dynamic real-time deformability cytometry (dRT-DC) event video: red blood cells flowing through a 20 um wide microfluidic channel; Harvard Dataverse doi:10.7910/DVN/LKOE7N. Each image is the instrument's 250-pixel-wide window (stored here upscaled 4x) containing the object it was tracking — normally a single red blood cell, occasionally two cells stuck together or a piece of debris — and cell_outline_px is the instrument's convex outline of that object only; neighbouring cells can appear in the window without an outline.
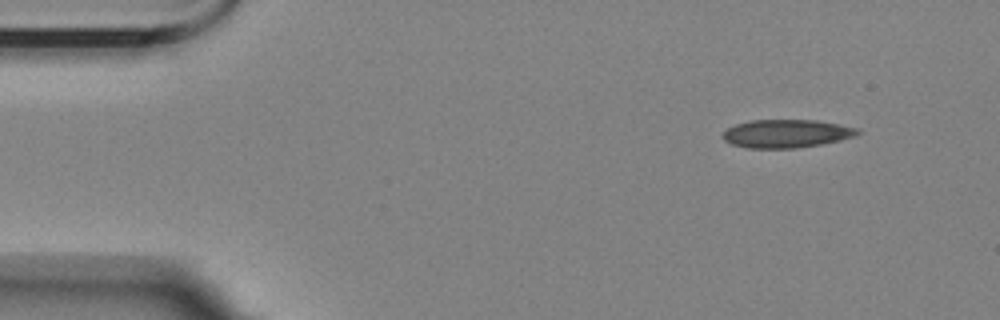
{"species": "Egyptian fruit bat (a non-hibernating species)", "species_latin": "Rousettus aegyptiacus", "temperature_condition": "room temperature", "stored_images_in_passage": 3, "camera_frame_rate_fps": 3000, "um_per_image_px": 0.085, "animal": {"sex": "female"}, "frame": {"image": 1, "passage_image": 1, "time_ms": 0.0, "image_size_px": [1000, 320], "cell_outline_px": [[860, 132], [856, 136], [840, 140], [820, 144], [796, 148], [748, 148], [732, 144], [724, 140], [720, 136], [728, 128], [736, 124], [748, 120], [816, 120], [840, 124], [860, 128]], "centroid_in_image_um": [66.85, 11.35], "position_along_channel_um": 18.1, "area_um2": 22.25}}
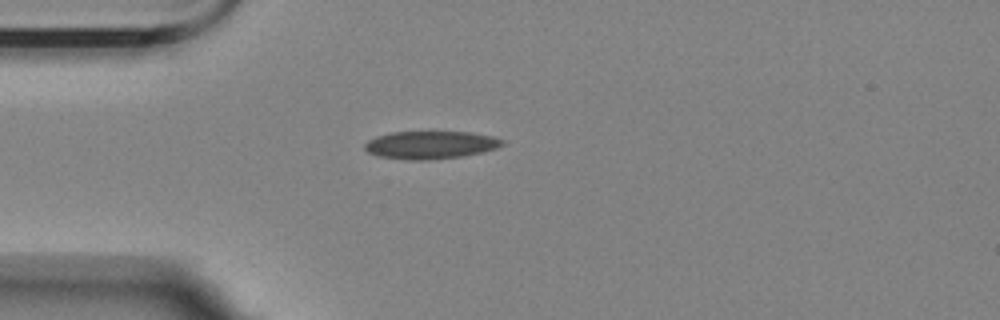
{"frame": {"image": 2, "passage_image": 3, "time_ms": 3.0, "image_size_px": [1000, 320], "cell_outline_px": [[504, 144], [496, 148], [484, 152], [464, 156], [432, 160], [404, 160], [380, 156], [368, 152], [364, 148], [364, 144], [368, 140], [376, 136], [392, 132], [468, 132], [492, 136], [504, 140]], "centroid_in_image_um": [36.6, 12.33], "position_along_channel_um": 48.4, "area_um2": 22.43}}